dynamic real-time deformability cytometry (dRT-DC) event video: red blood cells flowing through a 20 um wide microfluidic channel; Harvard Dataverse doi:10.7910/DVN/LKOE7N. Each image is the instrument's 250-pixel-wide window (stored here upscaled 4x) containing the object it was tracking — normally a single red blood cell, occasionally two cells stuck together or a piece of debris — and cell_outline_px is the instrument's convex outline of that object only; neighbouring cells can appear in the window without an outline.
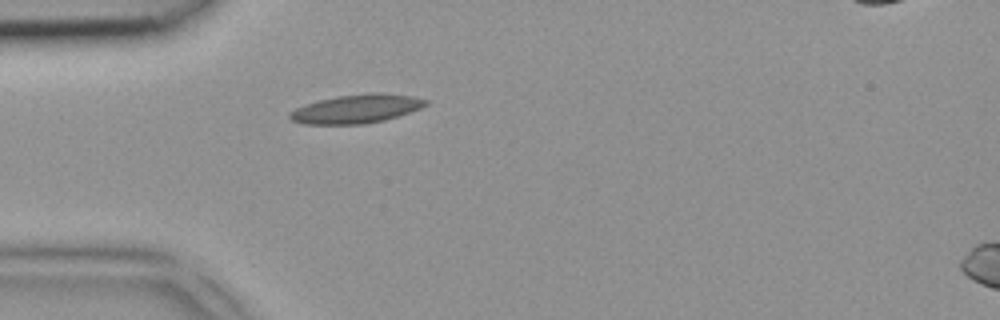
{"species": "common noctule bat (a hibernating species)", "species_latin": "Nyctalus noctula", "temperature_condition": "room temperature", "stored_images_in_passage": 2, "segment_of_instrument_passage": [1, 2], "camera_frame_rate_fps": 3000, "um_per_image_px": 0.085, "animal": {"sex": "female", "body_mass_g": 18.4}, "frame": {"image": 1, "passage_image": 1, "time_ms": 0.0, "image_size_px": [1000, 320], "cell_outline_px": [[428, 104], [420, 108], [384, 120], [364, 124], [304, 124], [292, 120], [288, 116], [288, 112], [304, 104], [336, 96], [368, 92], [380, 92], [412, 96], [428, 100]], "centroid_in_image_um": [30.27, 9.24], "position_along_channel_um": 54.7, "area_um2": 22.77}}